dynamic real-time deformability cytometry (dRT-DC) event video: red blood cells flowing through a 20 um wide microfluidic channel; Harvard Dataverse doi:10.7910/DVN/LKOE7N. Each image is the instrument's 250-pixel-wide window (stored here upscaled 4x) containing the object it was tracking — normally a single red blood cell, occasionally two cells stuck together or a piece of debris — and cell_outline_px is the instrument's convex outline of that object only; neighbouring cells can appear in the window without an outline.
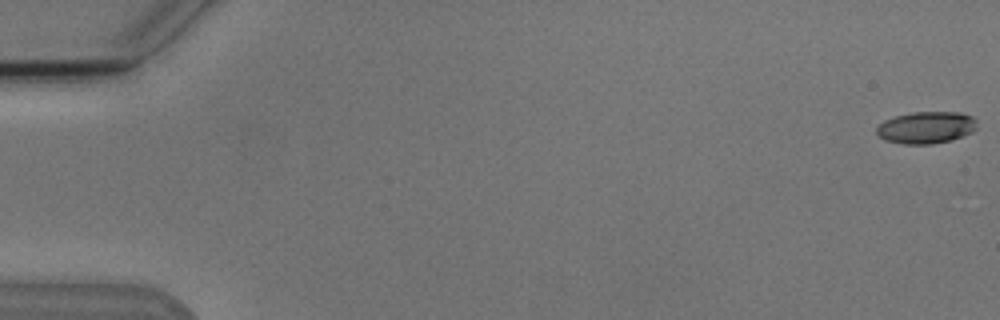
{"species": "Egyptian fruit bat (a non-hibernating species)", "species_latin": "Rousettus aegyptiacus", "temperature_condition": "cold", "stored_images_in_passage": 7, "camera_frame_rate_fps": 3000, "um_per_image_px": 0.085, "animal": {"sex": "male"}, "frame": {"image": 1, "passage_image": 1, "time_ms": 0.0, "image_size_px": [1000, 320], "cell_outline_px": [[976, 128], [972, 132], [952, 140], [932, 144], [904, 144], [884, 140], [876, 132], [876, 128], [884, 120], [896, 116], [912, 112], [960, 112], [972, 116], [976, 120]], "centroid_in_image_um": [78.73, 10.84], "position_along_channel_um": 6.3, "area_um2": 18.73}}